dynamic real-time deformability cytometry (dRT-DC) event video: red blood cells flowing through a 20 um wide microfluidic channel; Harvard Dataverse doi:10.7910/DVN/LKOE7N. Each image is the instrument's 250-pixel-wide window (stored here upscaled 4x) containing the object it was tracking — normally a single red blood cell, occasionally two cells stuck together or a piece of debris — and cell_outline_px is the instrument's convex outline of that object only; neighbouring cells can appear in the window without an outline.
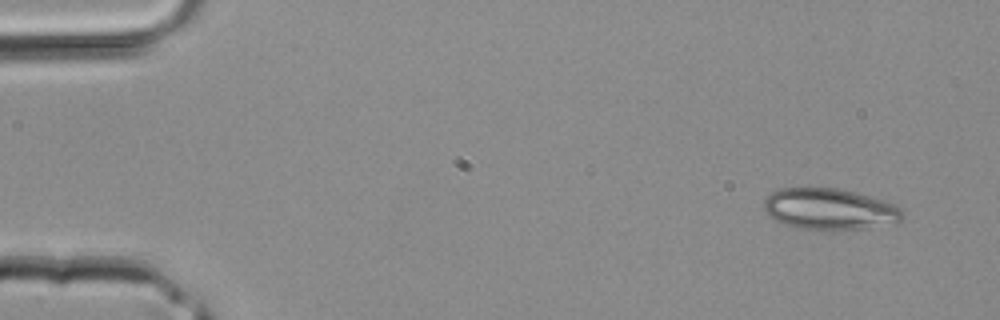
{"species": "common noctule bat (a hibernating species)", "species_latin": "Nyctalus noctula", "temperature_condition": "room temperature", "stored_images_in_passage": 40, "camera_frame_rate_fps": 3000, "um_per_image_px": 0.085, "animal": {"sex": "male", "body_mass_g": 20.4}, "frame": {"image": 1, "passage_image": 2, "time_ms": 0.333, "image_size_px": [1000, 320], "cell_outline_px": [[904, 216], [896, 224], [864, 228], [820, 232], [800, 228], [784, 224], [776, 220], [764, 208], [764, 200], [772, 192], [780, 188], [836, 188], [856, 192], [884, 200], [900, 208], [904, 212]], "centroid_in_image_um": [70.56, 17.8], "position_along_channel_um": 14.4, "area_um2": 33.7}}
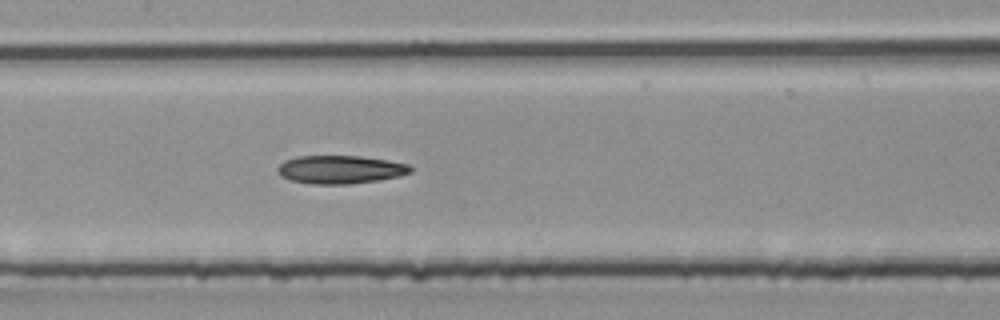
{"frame": {"image": 2, "passage_image": 19, "time_ms": 6.0, "image_size_px": [1000, 320], "cell_outline_px": [[412, 172], [400, 176], [380, 180], [348, 184], [312, 184], [288, 180], [280, 176], [276, 172], [276, 168], [284, 160], [296, 156], [360, 156], [388, 160], [408, 164], [412, 168]], "centroid_in_image_um": [28.89, 14.41], "position_along_channel_um": 178.5, "area_um2": 22.14}}
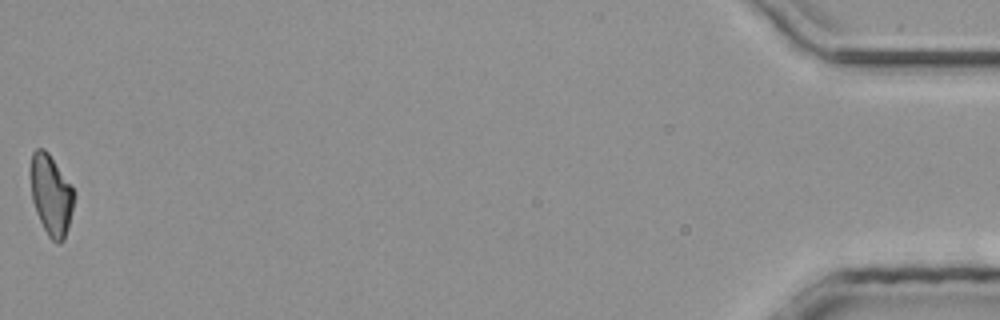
{"frame": {"image": 3, "passage_image": 40, "time_ms": 13.0, "image_size_px": [1000, 320], "cell_outline_px": [[76, 196], [64, 240], [60, 244], [56, 244], [48, 236], [36, 212], [32, 200], [28, 172], [32, 152], [36, 148], [44, 148], [48, 152], [76, 192]], "centroid_in_image_um": [4.32, 16.54], "position_along_channel_um": 430.9, "area_um2": 20.87}}